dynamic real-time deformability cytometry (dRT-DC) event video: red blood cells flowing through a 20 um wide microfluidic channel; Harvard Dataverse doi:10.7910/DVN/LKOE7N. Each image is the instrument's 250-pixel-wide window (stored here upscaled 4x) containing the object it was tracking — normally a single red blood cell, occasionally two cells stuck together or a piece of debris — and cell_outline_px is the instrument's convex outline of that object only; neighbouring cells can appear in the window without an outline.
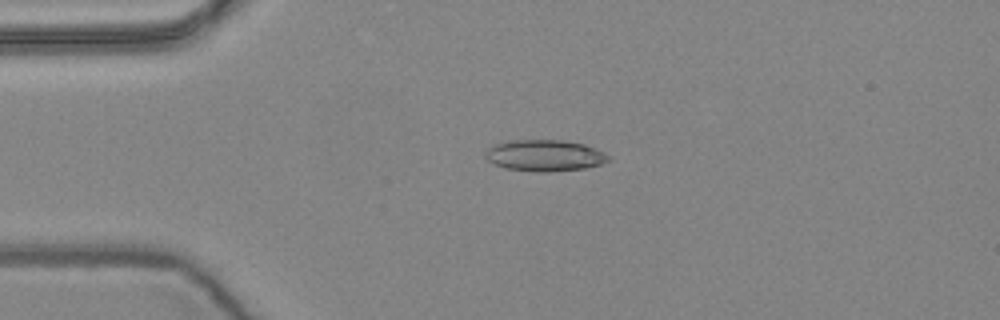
{"species": "common noctule bat (a hibernating species)", "species_latin": "Nyctalus noctula", "temperature_condition": "warm", "stored_images_in_passage": 3, "camera_frame_rate_fps": 3000, "um_per_image_px": 0.085, "animal": {"sex": "female", "body_mass_g": 24.6, "forearm_length_mm": 56.2}, "frame": {"image": 1, "passage_image": 2, "time_ms": 0.333, "image_size_px": [1000, 320], "cell_outline_px": [[612, 156], [608, 160], [600, 164], [584, 168], [548, 172], [536, 172], [504, 168], [488, 160], [484, 156], [488, 148], [496, 144], [512, 140], [564, 140], [584, 144], [604, 152]], "centroid_in_image_um": [46.31, 13.22], "position_along_channel_um": 38.7, "area_um2": 22.43}}